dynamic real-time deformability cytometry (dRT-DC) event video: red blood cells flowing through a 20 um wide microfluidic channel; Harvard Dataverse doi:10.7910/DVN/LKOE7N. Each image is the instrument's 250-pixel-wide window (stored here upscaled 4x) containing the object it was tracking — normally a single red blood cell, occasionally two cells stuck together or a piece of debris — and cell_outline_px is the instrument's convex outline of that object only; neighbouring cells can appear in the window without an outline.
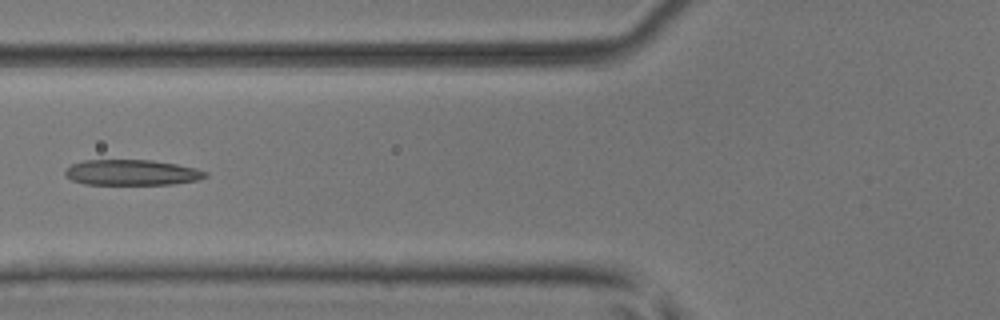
{"species": "common noctule bat (a hibernating species)", "species_latin": "Nyctalus noctula", "temperature_condition": "room temperature", "stored_images_in_passage": 6, "camera_frame_rate_fps": 3000, "um_per_image_px": 0.085, "animal": {"sex": "male", "body_mass_g": 17.9, "forearm_length_mm": 54.2}, "frame": {"image": 1, "passage_image": 6, "time_ms": 1.667, "image_size_px": [1000, 320], "cell_outline_px": [[208, 176], [196, 180], [172, 184], [84, 184], [72, 180], [64, 172], [72, 164], [84, 160], [152, 160], [176, 164], [196, 168], [208, 172]], "centroid_in_image_um": [11.23, 14.66], "position_along_channel_um": 114.6, "area_um2": 20.75}}